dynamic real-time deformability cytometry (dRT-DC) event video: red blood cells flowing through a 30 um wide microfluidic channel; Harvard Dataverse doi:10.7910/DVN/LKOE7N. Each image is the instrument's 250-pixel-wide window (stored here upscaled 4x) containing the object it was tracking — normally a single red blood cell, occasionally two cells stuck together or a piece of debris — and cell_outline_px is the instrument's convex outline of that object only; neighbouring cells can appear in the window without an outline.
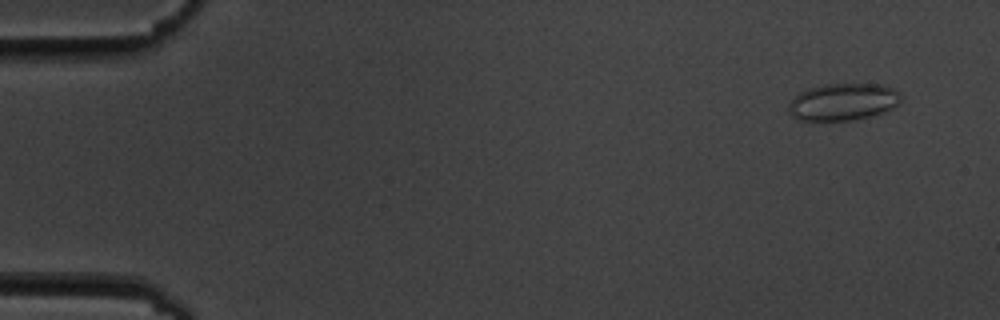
{"species": "common noctule bat (a hibernating species)", "species_latin": "Nyctalus noctula", "temperature_condition": "cold", "stored_images_in_passage": 5, "camera_frame_rate_fps": 3000, "um_per_image_px": 0.085, "animal": {"sex": "male", "body_mass_g": 19.5, "forearm_length_mm": 54.6}, "frame": {"image": 1, "passage_image": 1, "time_ms": 0.0, "image_size_px": [1000, 320], "cell_outline_px": [[900, 104], [884, 112], [868, 116], [848, 120], [800, 120], [792, 116], [788, 112], [788, 104], [800, 92], [808, 88], [824, 84], [884, 84], [900, 92]], "centroid_in_image_um": [71.67, 8.65], "position_along_channel_um": 13.3, "area_um2": 24.22}}
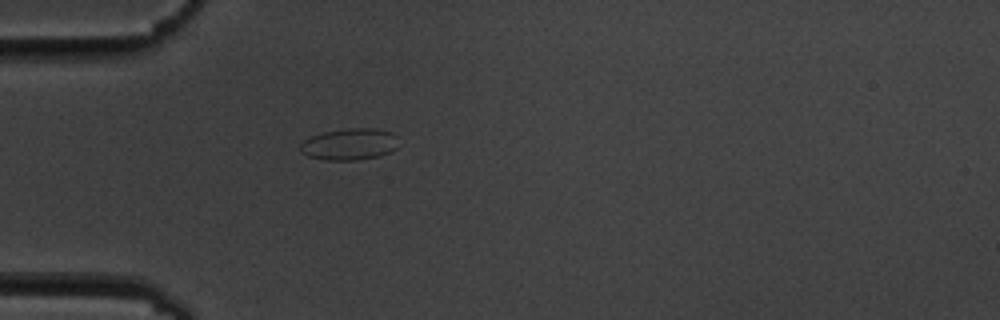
{"frame": {"image": 2, "passage_image": 5, "time_ms": 4.333, "image_size_px": [1000, 320], "cell_outline_px": [[396, 148], [392, 152], [380, 156], [356, 160], [324, 160], [308, 156], [300, 152], [300, 144], [304, 140], [312, 136], [324, 132], [348, 128], [376, 128], [392, 132], [396, 136]], "centroid_in_image_um": [29.71, 12.26], "position_along_channel_um": 55.3, "area_um2": 18.21}}